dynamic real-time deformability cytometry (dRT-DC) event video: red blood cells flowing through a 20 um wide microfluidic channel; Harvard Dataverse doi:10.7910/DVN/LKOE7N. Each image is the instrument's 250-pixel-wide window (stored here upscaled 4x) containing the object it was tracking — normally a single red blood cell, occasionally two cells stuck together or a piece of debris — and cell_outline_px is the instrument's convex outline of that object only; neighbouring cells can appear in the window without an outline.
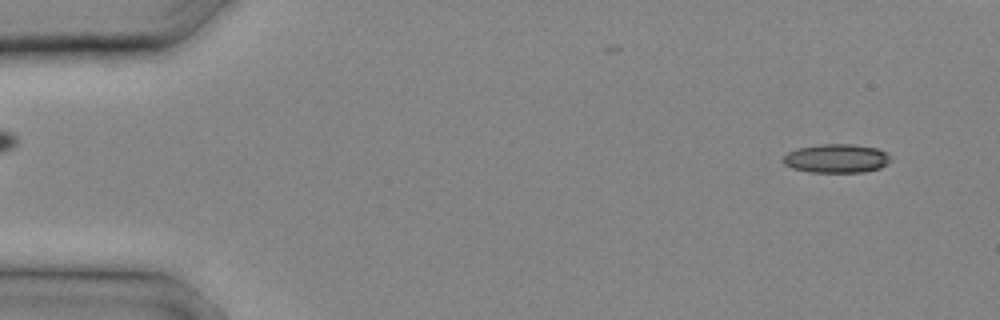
{"species": "common noctule bat (a hibernating species)", "species_latin": "Nyctalus noctula", "temperature_condition": "cold", "stored_images_in_passage": 13, "camera_frame_rate_fps": 3000, "um_per_image_px": 0.085, "animal": {"sex": "male", "body_mass_g": 20.4}, "frame": {"image": 1, "passage_image": 1, "time_ms": 0.0, "image_size_px": [1000, 320], "cell_outline_px": [[888, 160], [884, 164], [876, 168], [860, 172], [816, 172], [796, 168], [788, 164], [784, 160], [784, 156], [800, 148], [828, 144], [844, 144], [876, 148], [884, 152]], "centroid_in_image_um": [71.1, 13.47], "position_along_channel_um": 13.9, "area_um2": 16.76}}
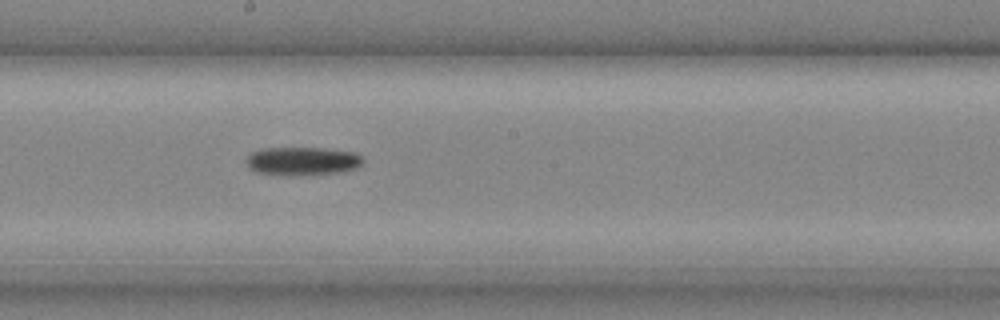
{"frame": {"image": 2, "passage_image": 13, "time_ms": 4.0, "image_size_px": [1000, 320], "cell_outline_px": [[360, 164], [348, 168], [324, 172], [264, 172], [252, 168], [248, 164], [248, 160], [256, 152], [284, 148], [308, 148], [348, 152], [360, 156]], "centroid_in_image_um": [25.71, 13.64], "position_along_channel_um": 222.5, "area_um2": 16.24}}